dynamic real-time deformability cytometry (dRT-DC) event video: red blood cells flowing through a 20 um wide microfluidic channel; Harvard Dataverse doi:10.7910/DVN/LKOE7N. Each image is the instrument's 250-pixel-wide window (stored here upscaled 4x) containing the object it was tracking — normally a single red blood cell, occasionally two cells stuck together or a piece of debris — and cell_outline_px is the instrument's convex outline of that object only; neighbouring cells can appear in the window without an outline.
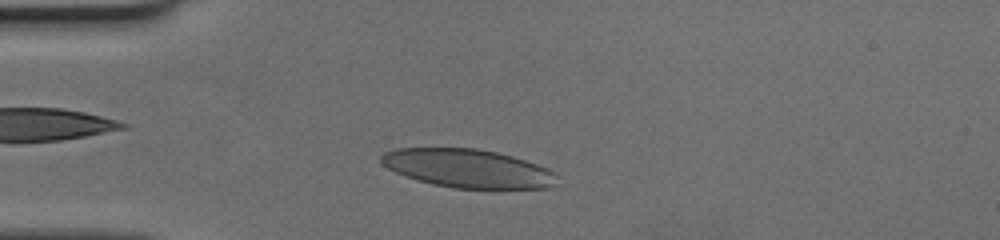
{"species": "human", "species_latin": "Homo sapiens", "temperature_condition": "cold", "stored_images_in_passage": 34, "camera_frame_rate_fps": 3000, "um_per_image_px": 0.085, "donor": {"sex": "female"}, "frame": {"image": 1, "passage_image": 6, "time_ms": 1.667, "image_size_px": [1000, 240], "cell_outline_px": [[556, 184], [548, 188], [452, 188], [432, 184], [404, 176], [388, 168], [380, 160], [380, 156], [384, 152], [396, 148], [476, 148], [496, 152], [512, 156], [548, 168], [556, 172]], "centroid_in_image_um": [39.76, 14.31], "position_along_channel_um": 45.2, "area_um2": 39.36}}
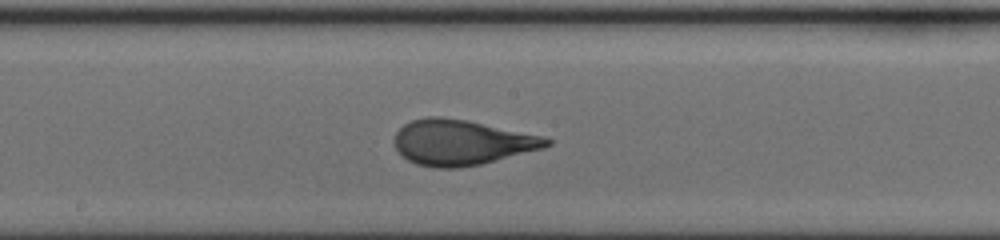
{"frame": {"image": 2, "passage_image": 20, "time_ms": 6.333, "image_size_px": [1000, 240], "cell_outline_px": [[552, 144], [544, 148], [480, 164], [460, 168], [436, 168], [416, 164], [408, 160], [396, 148], [396, 132], [404, 124], [412, 120], [428, 116], [440, 116], [468, 120], [544, 136], [552, 140]], "centroid_in_image_um": [39.26, 12.1], "position_along_channel_um": 208.9, "area_um2": 40.11}}
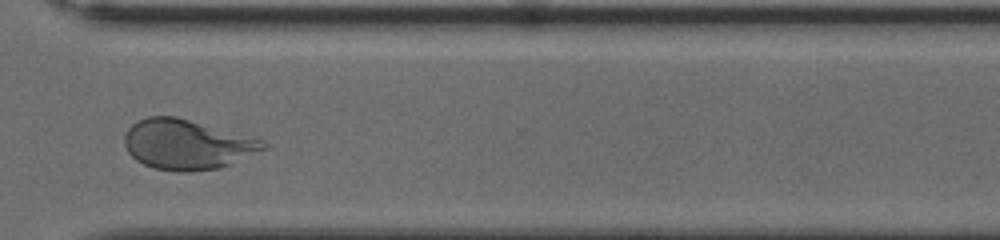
{"frame": {"image": 3, "passage_image": 31, "time_ms": 10.0, "image_size_px": [1000, 240], "cell_outline_px": [[268, 144], [264, 148], [220, 168], [192, 172], [180, 172], [152, 168], [136, 160], [128, 152], [124, 144], [124, 136], [128, 128], [136, 120], [148, 116], [176, 116], [264, 140]], "centroid_in_image_um": [15.83, 12.27], "position_along_channel_um": 354.8, "area_um2": 40.23}}